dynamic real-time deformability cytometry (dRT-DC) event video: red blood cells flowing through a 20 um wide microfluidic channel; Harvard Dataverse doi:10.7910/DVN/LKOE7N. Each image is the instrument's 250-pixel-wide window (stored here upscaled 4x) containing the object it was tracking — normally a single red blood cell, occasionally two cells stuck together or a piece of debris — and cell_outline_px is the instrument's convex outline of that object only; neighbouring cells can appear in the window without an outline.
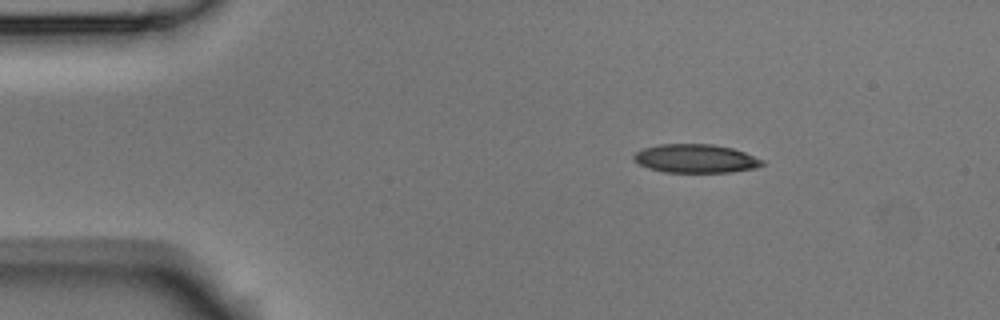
{"species": "Egyptian fruit bat (a non-hibernating species)", "species_latin": "Rousettus aegyptiacus", "temperature_condition": "room temperature", "stored_images_in_passage": 5, "segment_of_instrument_passage": [1, 2], "camera_frame_rate_fps": 3000, "um_per_image_px": 0.085, "animal": {"sex": "male"}, "frame": {"image": 1, "passage_image": 2, "time_ms": 0.333, "image_size_px": [1000, 320], "cell_outline_px": [[764, 164], [756, 168], [732, 172], [664, 172], [648, 168], [632, 160], [632, 156], [636, 152], [644, 148], [660, 144], [712, 144], [732, 148], [744, 152], [764, 160]], "centroid_in_image_um": [59.12, 13.48], "position_along_channel_um": 25.9, "area_um2": 21.44}}